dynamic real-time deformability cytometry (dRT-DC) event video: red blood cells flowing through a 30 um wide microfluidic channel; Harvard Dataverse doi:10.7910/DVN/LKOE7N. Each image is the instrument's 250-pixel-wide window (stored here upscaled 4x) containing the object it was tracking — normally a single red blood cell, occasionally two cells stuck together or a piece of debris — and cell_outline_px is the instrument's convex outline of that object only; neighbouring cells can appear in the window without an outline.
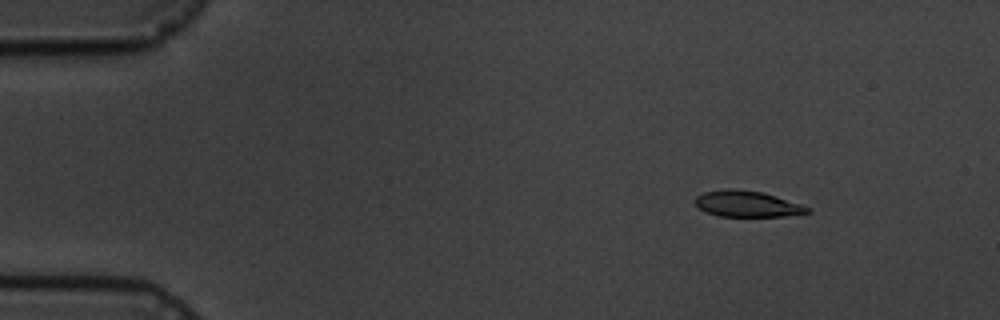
{"species": "common noctule bat (a hibernating species)", "species_latin": "Nyctalus noctula", "temperature_condition": "cold", "stored_images_in_passage": 10, "camera_frame_rate_fps": 3000, "um_per_image_px": 0.085, "animal": {"sex": "male", "body_mass_g": 19.5, "forearm_length_mm": 54.6}, "frame": {"image": 1, "passage_image": 2, "time_ms": 1.0, "image_size_px": [1000, 320], "cell_outline_px": [[812, 212], [784, 216], [720, 216], [696, 208], [692, 200], [696, 196], [704, 192], [724, 188], [732, 188], [764, 192], [812, 208]], "centroid_in_image_um": [63.46, 17.32], "position_along_channel_um": 21.5, "area_um2": 17.28}}
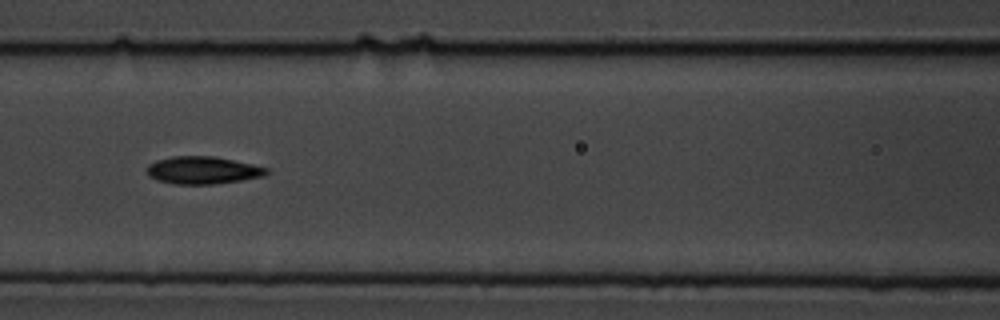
{"frame": {"image": 2, "passage_image": 7, "time_ms": 7.0, "image_size_px": [1000, 320], "cell_outline_px": [[268, 172], [264, 176], [240, 180], [212, 184], [172, 184], [156, 180], [148, 176], [148, 164], [156, 160], [172, 156], [216, 156], [252, 164], [268, 168]], "centroid_in_image_um": [17.21, 14.46], "position_along_channel_um": 149.4, "area_um2": 19.19}}
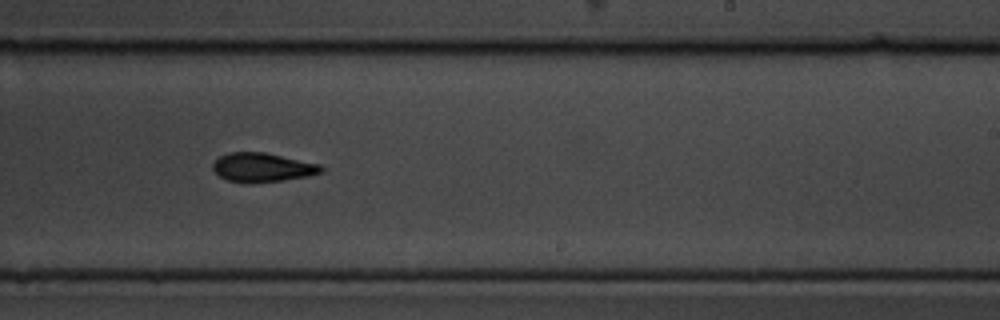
{"frame": {"image": 3, "passage_image": 10, "time_ms": 10.333, "image_size_px": [1000, 320], "cell_outline_px": [[324, 172], [308, 176], [284, 180], [252, 184], [248, 184], [228, 180], [220, 176], [212, 168], [212, 164], [220, 156], [228, 152], [264, 152], [320, 164], [324, 168]], "centroid_in_image_um": [22.32, 14.24], "position_along_channel_um": 266.7, "area_um2": 18.5}}